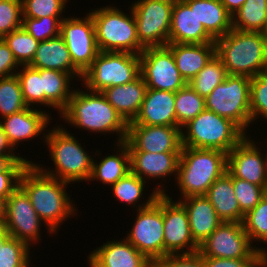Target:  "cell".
Instances as JSON below:
<instances>
[{
	"mask_svg": "<svg viewBox=\"0 0 267 267\" xmlns=\"http://www.w3.org/2000/svg\"><path fill=\"white\" fill-rule=\"evenodd\" d=\"M68 185L70 183L43 173L34 163L27 165L19 179V186L29 196L37 215L55 235H59L68 218L79 212L66 190Z\"/></svg>",
	"mask_w": 267,
	"mask_h": 267,
	"instance_id": "cell-1",
	"label": "cell"
},
{
	"mask_svg": "<svg viewBox=\"0 0 267 267\" xmlns=\"http://www.w3.org/2000/svg\"><path fill=\"white\" fill-rule=\"evenodd\" d=\"M83 87L84 89L80 88ZM75 88L68 106L59 119L69 126L86 130L88 134H114L115 143L124 142L127 138L128 123L109 104L101 92L87 90L84 86Z\"/></svg>",
	"mask_w": 267,
	"mask_h": 267,
	"instance_id": "cell-2",
	"label": "cell"
},
{
	"mask_svg": "<svg viewBox=\"0 0 267 267\" xmlns=\"http://www.w3.org/2000/svg\"><path fill=\"white\" fill-rule=\"evenodd\" d=\"M66 128V129H65ZM61 124L48 128L45 141L48 155L53 162L52 168L44 166L41 161L33 162L43 173L70 184L89 181L92 173L94 151L90 155L81 139ZM80 140V141H79ZM80 142V143H79ZM51 168V169H50Z\"/></svg>",
	"mask_w": 267,
	"mask_h": 267,
	"instance_id": "cell-3",
	"label": "cell"
},
{
	"mask_svg": "<svg viewBox=\"0 0 267 267\" xmlns=\"http://www.w3.org/2000/svg\"><path fill=\"white\" fill-rule=\"evenodd\" d=\"M215 45L228 75L252 78L267 72L266 33L231 29Z\"/></svg>",
	"mask_w": 267,
	"mask_h": 267,
	"instance_id": "cell-4",
	"label": "cell"
},
{
	"mask_svg": "<svg viewBox=\"0 0 267 267\" xmlns=\"http://www.w3.org/2000/svg\"><path fill=\"white\" fill-rule=\"evenodd\" d=\"M227 172V154L217 149L182 147L175 184L178 200L205 195L211 184Z\"/></svg>",
	"mask_w": 267,
	"mask_h": 267,
	"instance_id": "cell-5",
	"label": "cell"
},
{
	"mask_svg": "<svg viewBox=\"0 0 267 267\" xmlns=\"http://www.w3.org/2000/svg\"><path fill=\"white\" fill-rule=\"evenodd\" d=\"M115 5L108 4L87 10L93 18L99 52H128L140 55L145 48L139 43L132 8L128 5L129 12H126Z\"/></svg>",
	"mask_w": 267,
	"mask_h": 267,
	"instance_id": "cell-6",
	"label": "cell"
},
{
	"mask_svg": "<svg viewBox=\"0 0 267 267\" xmlns=\"http://www.w3.org/2000/svg\"><path fill=\"white\" fill-rule=\"evenodd\" d=\"M182 147L217 149L228 154L247 134L232 120L204 109L181 128Z\"/></svg>",
	"mask_w": 267,
	"mask_h": 267,
	"instance_id": "cell-7",
	"label": "cell"
},
{
	"mask_svg": "<svg viewBox=\"0 0 267 267\" xmlns=\"http://www.w3.org/2000/svg\"><path fill=\"white\" fill-rule=\"evenodd\" d=\"M140 75V55L128 52H99L83 73L81 85L102 92L108 87L132 82Z\"/></svg>",
	"mask_w": 267,
	"mask_h": 267,
	"instance_id": "cell-8",
	"label": "cell"
},
{
	"mask_svg": "<svg viewBox=\"0 0 267 267\" xmlns=\"http://www.w3.org/2000/svg\"><path fill=\"white\" fill-rule=\"evenodd\" d=\"M250 83V77L228 75L205 98V109L232 120L248 134L251 129Z\"/></svg>",
	"mask_w": 267,
	"mask_h": 267,
	"instance_id": "cell-9",
	"label": "cell"
},
{
	"mask_svg": "<svg viewBox=\"0 0 267 267\" xmlns=\"http://www.w3.org/2000/svg\"><path fill=\"white\" fill-rule=\"evenodd\" d=\"M175 0H133L139 43L144 47H163L168 44L171 13Z\"/></svg>",
	"mask_w": 267,
	"mask_h": 267,
	"instance_id": "cell-10",
	"label": "cell"
},
{
	"mask_svg": "<svg viewBox=\"0 0 267 267\" xmlns=\"http://www.w3.org/2000/svg\"><path fill=\"white\" fill-rule=\"evenodd\" d=\"M47 234L53 232L45 225L34 210L29 196L19 186L7 199L5 207L4 227L12 238L26 243L30 248L37 246L42 239L43 225Z\"/></svg>",
	"mask_w": 267,
	"mask_h": 267,
	"instance_id": "cell-11",
	"label": "cell"
},
{
	"mask_svg": "<svg viewBox=\"0 0 267 267\" xmlns=\"http://www.w3.org/2000/svg\"><path fill=\"white\" fill-rule=\"evenodd\" d=\"M202 257L257 259L259 249L251 242L242 223L222 222L200 245Z\"/></svg>",
	"mask_w": 267,
	"mask_h": 267,
	"instance_id": "cell-12",
	"label": "cell"
},
{
	"mask_svg": "<svg viewBox=\"0 0 267 267\" xmlns=\"http://www.w3.org/2000/svg\"><path fill=\"white\" fill-rule=\"evenodd\" d=\"M135 213L132 228L123 238L156 264L164 258L163 211L154 202L147 208L135 210Z\"/></svg>",
	"mask_w": 267,
	"mask_h": 267,
	"instance_id": "cell-13",
	"label": "cell"
},
{
	"mask_svg": "<svg viewBox=\"0 0 267 267\" xmlns=\"http://www.w3.org/2000/svg\"><path fill=\"white\" fill-rule=\"evenodd\" d=\"M155 203L163 211L164 257L169 254H189L199 250L194 241L188 214L184 206L170 194H160Z\"/></svg>",
	"mask_w": 267,
	"mask_h": 267,
	"instance_id": "cell-14",
	"label": "cell"
},
{
	"mask_svg": "<svg viewBox=\"0 0 267 267\" xmlns=\"http://www.w3.org/2000/svg\"><path fill=\"white\" fill-rule=\"evenodd\" d=\"M84 14L83 17H65L60 28V36L68 48L72 63L82 74L99 53L93 18L90 13Z\"/></svg>",
	"mask_w": 267,
	"mask_h": 267,
	"instance_id": "cell-15",
	"label": "cell"
},
{
	"mask_svg": "<svg viewBox=\"0 0 267 267\" xmlns=\"http://www.w3.org/2000/svg\"><path fill=\"white\" fill-rule=\"evenodd\" d=\"M140 75L147 89L177 92L187 82L181 76L172 51L167 47H147L140 54Z\"/></svg>",
	"mask_w": 267,
	"mask_h": 267,
	"instance_id": "cell-16",
	"label": "cell"
},
{
	"mask_svg": "<svg viewBox=\"0 0 267 267\" xmlns=\"http://www.w3.org/2000/svg\"><path fill=\"white\" fill-rule=\"evenodd\" d=\"M254 138L256 137L250 134L246 135L227 154V171L233 177L244 179L267 190V149L263 151V141L258 142Z\"/></svg>",
	"mask_w": 267,
	"mask_h": 267,
	"instance_id": "cell-17",
	"label": "cell"
},
{
	"mask_svg": "<svg viewBox=\"0 0 267 267\" xmlns=\"http://www.w3.org/2000/svg\"><path fill=\"white\" fill-rule=\"evenodd\" d=\"M129 152L181 153L182 134L178 126L128 125L124 141Z\"/></svg>",
	"mask_w": 267,
	"mask_h": 267,
	"instance_id": "cell-18",
	"label": "cell"
},
{
	"mask_svg": "<svg viewBox=\"0 0 267 267\" xmlns=\"http://www.w3.org/2000/svg\"><path fill=\"white\" fill-rule=\"evenodd\" d=\"M51 120L53 122L54 119L49 111L27 107L20 112L0 119V123L9 144L16 150L21 144L24 146L25 141L31 140L32 142L38 137V139L45 141L48 126L52 123Z\"/></svg>",
	"mask_w": 267,
	"mask_h": 267,
	"instance_id": "cell-19",
	"label": "cell"
},
{
	"mask_svg": "<svg viewBox=\"0 0 267 267\" xmlns=\"http://www.w3.org/2000/svg\"><path fill=\"white\" fill-rule=\"evenodd\" d=\"M180 154L181 153L154 154L149 152H129L130 171L148 183L149 181L152 182V180L157 182L159 179H162V182L156 183L157 185L155 184L153 187H155V190L159 194L169 193L167 189L169 187L163 182L169 184V181L166 180H168V178L171 180V177L173 179L175 178L174 181L176 180Z\"/></svg>",
	"mask_w": 267,
	"mask_h": 267,
	"instance_id": "cell-20",
	"label": "cell"
},
{
	"mask_svg": "<svg viewBox=\"0 0 267 267\" xmlns=\"http://www.w3.org/2000/svg\"><path fill=\"white\" fill-rule=\"evenodd\" d=\"M87 257L88 267H155L153 262L125 238L108 239Z\"/></svg>",
	"mask_w": 267,
	"mask_h": 267,
	"instance_id": "cell-21",
	"label": "cell"
},
{
	"mask_svg": "<svg viewBox=\"0 0 267 267\" xmlns=\"http://www.w3.org/2000/svg\"><path fill=\"white\" fill-rule=\"evenodd\" d=\"M168 43H215L195 14V0H175Z\"/></svg>",
	"mask_w": 267,
	"mask_h": 267,
	"instance_id": "cell-22",
	"label": "cell"
},
{
	"mask_svg": "<svg viewBox=\"0 0 267 267\" xmlns=\"http://www.w3.org/2000/svg\"><path fill=\"white\" fill-rule=\"evenodd\" d=\"M175 92L147 89L141 109L128 125L176 126Z\"/></svg>",
	"mask_w": 267,
	"mask_h": 267,
	"instance_id": "cell-23",
	"label": "cell"
},
{
	"mask_svg": "<svg viewBox=\"0 0 267 267\" xmlns=\"http://www.w3.org/2000/svg\"><path fill=\"white\" fill-rule=\"evenodd\" d=\"M113 146L115 147L112 150L114 153L106 154L104 157L100 156L102 154L100 149L95 150L92 173L88 181L90 184L92 181H99L98 183L101 182L104 186L111 187L130 172V155L127 144L121 142L115 143ZM98 156L103 157L99 162L97 161Z\"/></svg>",
	"mask_w": 267,
	"mask_h": 267,
	"instance_id": "cell-24",
	"label": "cell"
},
{
	"mask_svg": "<svg viewBox=\"0 0 267 267\" xmlns=\"http://www.w3.org/2000/svg\"><path fill=\"white\" fill-rule=\"evenodd\" d=\"M146 90V83L139 75L132 82L108 87L101 93L122 118L130 123L134 121L141 109Z\"/></svg>",
	"mask_w": 267,
	"mask_h": 267,
	"instance_id": "cell-25",
	"label": "cell"
},
{
	"mask_svg": "<svg viewBox=\"0 0 267 267\" xmlns=\"http://www.w3.org/2000/svg\"><path fill=\"white\" fill-rule=\"evenodd\" d=\"M186 209L194 241L200 245L223 221L205 195L178 200Z\"/></svg>",
	"mask_w": 267,
	"mask_h": 267,
	"instance_id": "cell-26",
	"label": "cell"
},
{
	"mask_svg": "<svg viewBox=\"0 0 267 267\" xmlns=\"http://www.w3.org/2000/svg\"><path fill=\"white\" fill-rule=\"evenodd\" d=\"M29 66L35 69H51L69 73L79 84L83 76L73 65L68 48L60 35L39 42L35 56Z\"/></svg>",
	"mask_w": 267,
	"mask_h": 267,
	"instance_id": "cell-27",
	"label": "cell"
},
{
	"mask_svg": "<svg viewBox=\"0 0 267 267\" xmlns=\"http://www.w3.org/2000/svg\"><path fill=\"white\" fill-rule=\"evenodd\" d=\"M41 78L42 108L54 109L60 116L76 88L73 87L76 79L69 73L51 69H41Z\"/></svg>",
	"mask_w": 267,
	"mask_h": 267,
	"instance_id": "cell-28",
	"label": "cell"
},
{
	"mask_svg": "<svg viewBox=\"0 0 267 267\" xmlns=\"http://www.w3.org/2000/svg\"><path fill=\"white\" fill-rule=\"evenodd\" d=\"M181 76L188 83L216 54L215 43H168Z\"/></svg>",
	"mask_w": 267,
	"mask_h": 267,
	"instance_id": "cell-29",
	"label": "cell"
},
{
	"mask_svg": "<svg viewBox=\"0 0 267 267\" xmlns=\"http://www.w3.org/2000/svg\"><path fill=\"white\" fill-rule=\"evenodd\" d=\"M205 197L223 222L242 223L244 214L235 197L232 175L228 171L211 184Z\"/></svg>",
	"mask_w": 267,
	"mask_h": 267,
	"instance_id": "cell-30",
	"label": "cell"
},
{
	"mask_svg": "<svg viewBox=\"0 0 267 267\" xmlns=\"http://www.w3.org/2000/svg\"><path fill=\"white\" fill-rule=\"evenodd\" d=\"M146 184L149 185L148 182L130 171L110 188L113 198L119 201V203L121 201L123 205L128 204V206L131 205L129 207H133L134 210H140L151 206L160 195L155 188H153V190L151 189L152 192L148 193L149 195L146 200H144V194L146 195L145 192L148 190L146 188H149V186L145 187Z\"/></svg>",
	"mask_w": 267,
	"mask_h": 267,
	"instance_id": "cell-31",
	"label": "cell"
},
{
	"mask_svg": "<svg viewBox=\"0 0 267 267\" xmlns=\"http://www.w3.org/2000/svg\"><path fill=\"white\" fill-rule=\"evenodd\" d=\"M195 14L214 40L221 38L232 29V16L221 0H195Z\"/></svg>",
	"mask_w": 267,
	"mask_h": 267,
	"instance_id": "cell-32",
	"label": "cell"
},
{
	"mask_svg": "<svg viewBox=\"0 0 267 267\" xmlns=\"http://www.w3.org/2000/svg\"><path fill=\"white\" fill-rule=\"evenodd\" d=\"M232 29L267 34V0H246L232 16Z\"/></svg>",
	"mask_w": 267,
	"mask_h": 267,
	"instance_id": "cell-33",
	"label": "cell"
},
{
	"mask_svg": "<svg viewBox=\"0 0 267 267\" xmlns=\"http://www.w3.org/2000/svg\"><path fill=\"white\" fill-rule=\"evenodd\" d=\"M227 76L226 68L221 59L215 54L187 85L200 96L206 98Z\"/></svg>",
	"mask_w": 267,
	"mask_h": 267,
	"instance_id": "cell-34",
	"label": "cell"
},
{
	"mask_svg": "<svg viewBox=\"0 0 267 267\" xmlns=\"http://www.w3.org/2000/svg\"><path fill=\"white\" fill-rule=\"evenodd\" d=\"M205 109V98L189 85L179 89L175 95L176 126L182 128Z\"/></svg>",
	"mask_w": 267,
	"mask_h": 267,
	"instance_id": "cell-35",
	"label": "cell"
},
{
	"mask_svg": "<svg viewBox=\"0 0 267 267\" xmlns=\"http://www.w3.org/2000/svg\"><path fill=\"white\" fill-rule=\"evenodd\" d=\"M242 225L251 242L255 243L258 249H267V193L251 211L244 215ZM259 244L266 246L259 247Z\"/></svg>",
	"mask_w": 267,
	"mask_h": 267,
	"instance_id": "cell-36",
	"label": "cell"
},
{
	"mask_svg": "<svg viewBox=\"0 0 267 267\" xmlns=\"http://www.w3.org/2000/svg\"><path fill=\"white\" fill-rule=\"evenodd\" d=\"M19 64V66H28L31 64L39 41L30 35L23 27L10 32L2 38Z\"/></svg>",
	"mask_w": 267,
	"mask_h": 267,
	"instance_id": "cell-37",
	"label": "cell"
},
{
	"mask_svg": "<svg viewBox=\"0 0 267 267\" xmlns=\"http://www.w3.org/2000/svg\"><path fill=\"white\" fill-rule=\"evenodd\" d=\"M27 107L17 75L0 78V119Z\"/></svg>",
	"mask_w": 267,
	"mask_h": 267,
	"instance_id": "cell-38",
	"label": "cell"
},
{
	"mask_svg": "<svg viewBox=\"0 0 267 267\" xmlns=\"http://www.w3.org/2000/svg\"><path fill=\"white\" fill-rule=\"evenodd\" d=\"M16 75L20 82L22 96L25 104L28 107H33V108L36 107L41 109L42 108L41 69H35L29 65L20 66Z\"/></svg>",
	"mask_w": 267,
	"mask_h": 267,
	"instance_id": "cell-39",
	"label": "cell"
},
{
	"mask_svg": "<svg viewBox=\"0 0 267 267\" xmlns=\"http://www.w3.org/2000/svg\"><path fill=\"white\" fill-rule=\"evenodd\" d=\"M31 249L26 243L10 237L0 248V267H31Z\"/></svg>",
	"mask_w": 267,
	"mask_h": 267,
	"instance_id": "cell-40",
	"label": "cell"
},
{
	"mask_svg": "<svg viewBox=\"0 0 267 267\" xmlns=\"http://www.w3.org/2000/svg\"><path fill=\"white\" fill-rule=\"evenodd\" d=\"M250 94L251 125L263 118L267 124V72L251 78Z\"/></svg>",
	"mask_w": 267,
	"mask_h": 267,
	"instance_id": "cell-41",
	"label": "cell"
},
{
	"mask_svg": "<svg viewBox=\"0 0 267 267\" xmlns=\"http://www.w3.org/2000/svg\"><path fill=\"white\" fill-rule=\"evenodd\" d=\"M66 16L23 17L22 27L39 42L60 35L61 21Z\"/></svg>",
	"mask_w": 267,
	"mask_h": 267,
	"instance_id": "cell-42",
	"label": "cell"
},
{
	"mask_svg": "<svg viewBox=\"0 0 267 267\" xmlns=\"http://www.w3.org/2000/svg\"><path fill=\"white\" fill-rule=\"evenodd\" d=\"M232 181L235 197L244 215L251 211L267 193L265 188L252 184L244 179H238L232 176Z\"/></svg>",
	"mask_w": 267,
	"mask_h": 267,
	"instance_id": "cell-43",
	"label": "cell"
},
{
	"mask_svg": "<svg viewBox=\"0 0 267 267\" xmlns=\"http://www.w3.org/2000/svg\"><path fill=\"white\" fill-rule=\"evenodd\" d=\"M69 0H22L23 17L65 16Z\"/></svg>",
	"mask_w": 267,
	"mask_h": 267,
	"instance_id": "cell-44",
	"label": "cell"
},
{
	"mask_svg": "<svg viewBox=\"0 0 267 267\" xmlns=\"http://www.w3.org/2000/svg\"><path fill=\"white\" fill-rule=\"evenodd\" d=\"M22 0H0V38L22 27Z\"/></svg>",
	"mask_w": 267,
	"mask_h": 267,
	"instance_id": "cell-45",
	"label": "cell"
},
{
	"mask_svg": "<svg viewBox=\"0 0 267 267\" xmlns=\"http://www.w3.org/2000/svg\"><path fill=\"white\" fill-rule=\"evenodd\" d=\"M155 267H206L199 252L189 254H169L160 259Z\"/></svg>",
	"mask_w": 267,
	"mask_h": 267,
	"instance_id": "cell-46",
	"label": "cell"
},
{
	"mask_svg": "<svg viewBox=\"0 0 267 267\" xmlns=\"http://www.w3.org/2000/svg\"><path fill=\"white\" fill-rule=\"evenodd\" d=\"M20 66L5 41L0 38V78L16 75Z\"/></svg>",
	"mask_w": 267,
	"mask_h": 267,
	"instance_id": "cell-47",
	"label": "cell"
},
{
	"mask_svg": "<svg viewBox=\"0 0 267 267\" xmlns=\"http://www.w3.org/2000/svg\"><path fill=\"white\" fill-rule=\"evenodd\" d=\"M30 159L25 155H0V172H23L29 163L34 162Z\"/></svg>",
	"mask_w": 267,
	"mask_h": 267,
	"instance_id": "cell-48",
	"label": "cell"
},
{
	"mask_svg": "<svg viewBox=\"0 0 267 267\" xmlns=\"http://www.w3.org/2000/svg\"><path fill=\"white\" fill-rule=\"evenodd\" d=\"M206 267H255L257 259L203 257Z\"/></svg>",
	"mask_w": 267,
	"mask_h": 267,
	"instance_id": "cell-49",
	"label": "cell"
},
{
	"mask_svg": "<svg viewBox=\"0 0 267 267\" xmlns=\"http://www.w3.org/2000/svg\"><path fill=\"white\" fill-rule=\"evenodd\" d=\"M22 172H0V197L7 199L18 187Z\"/></svg>",
	"mask_w": 267,
	"mask_h": 267,
	"instance_id": "cell-50",
	"label": "cell"
},
{
	"mask_svg": "<svg viewBox=\"0 0 267 267\" xmlns=\"http://www.w3.org/2000/svg\"><path fill=\"white\" fill-rule=\"evenodd\" d=\"M0 155H20L19 152L17 154V152L9 144L1 123H0Z\"/></svg>",
	"mask_w": 267,
	"mask_h": 267,
	"instance_id": "cell-51",
	"label": "cell"
},
{
	"mask_svg": "<svg viewBox=\"0 0 267 267\" xmlns=\"http://www.w3.org/2000/svg\"><path fill=\"white\" fill-rule=\"evenodd\" d=\"M246 0H221L228 13L233 16Z\"/></svg>",
	"mask_w": 267,
	"mask_h": 267,
	"instance_id": "cell-52",
	"label": "cell"
},
{
	"mask_svg": "<svg viewBox=\"0 0 267 267\" xmlns=\"http://www.w3.org/2000/svg\"><path fill=\"white\" fill-rule=\"evenodd\" d=\"M255 267H267V249L266 248L259 249Z\"/></svg>",
	"mask_w": 267,
	"mask_h": 267,
	"instance_id": "cell-53",
	"label": "cell"
},
{
	"mask_svg": "<svg viewBox=\"0 0 267 267\" xmlns=\"http://www.w3.org/2000/svg\"><path fill=\"white\" fill-rule=\"evenodd\" d=\"M11 236L3 225L0 226V248Z\"/></svg>",
	"mask_w": 267,
	"mask_h": 267,
	"instance_id": "cell-54",
	"label": "cell"
},
{
	"mask_svg": "<svg viewBox=\"0 0 267 267\" xmlns=\"http://www.w3.org/2000/svg\"><path fill=\"white\" fill-rule=\"evenodd\" d=\"M6 200L0 197V226L4 225Z\"/></svg>",
	"mask_w": 267,
	"mask_h": 267,
	"instance_id": "cell-55",
	"label": "cell"
}]
</instances>
